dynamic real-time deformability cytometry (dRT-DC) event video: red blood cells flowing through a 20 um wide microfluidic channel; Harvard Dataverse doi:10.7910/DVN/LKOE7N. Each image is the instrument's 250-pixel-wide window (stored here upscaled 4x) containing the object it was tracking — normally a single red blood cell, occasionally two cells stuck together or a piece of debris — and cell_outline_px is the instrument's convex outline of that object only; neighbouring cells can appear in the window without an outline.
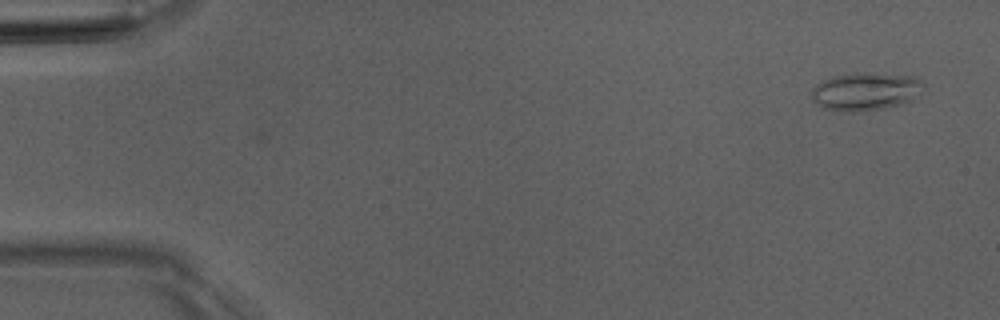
{"species": "Egyptian fruit bat (a non-hibernating species)", "species_latin": "Rousettus aegyptiacus", "temperature_condition": "room temperature", "stored_images_in_passage": 7, "camera_frame_rate_fps": 3000, "um_per_image_px": 0.085, "animal": {"sex": "male"}, "frame": {"image": 1, "passage_image": 1, "time_ms": 0.0, "image_size_px": [1000, 320], "cell_outline_px": [[924, 84], [912, 100], [900, 104], [860, 112], [844, 112], [820, 108], [812, 100], [812, 88], [816, 84], [832, 76], [864, 72], [868, 72], [912, 76], [920, 80]], "centroid_in_image_um": [73.5, 7.78], "position_along_channel_um": 11.5, "area_um2": 24.74}}
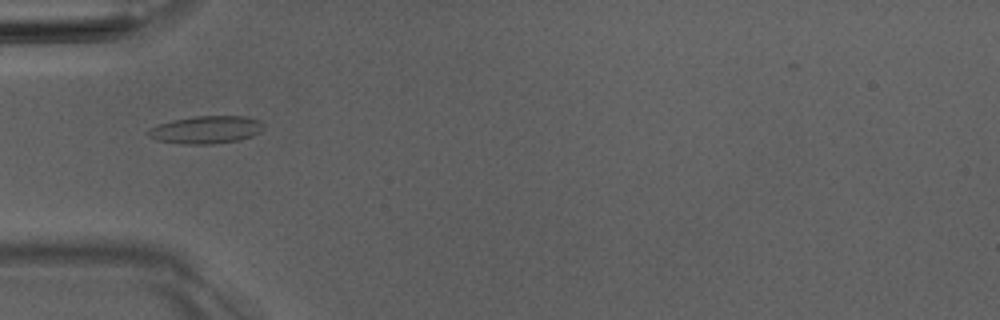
{"frame": {"image": 2, "passage_image": 5, "time_ms": 4.667, "image_size_px": [1000, 320], "cell_outline_px": [[264, 128], [260, 132], [252, 136], [236, 140], [212, 144], [184, 144], [156, 140], [148, 136], [148, 128], [172, 120], [196, 116], [244, 116], [260, 120], [264, 124]], "centroid_in_image_um": [17.53, 11.02], "position_along_channel_um": 67.5, "area_um2": 18.55}}